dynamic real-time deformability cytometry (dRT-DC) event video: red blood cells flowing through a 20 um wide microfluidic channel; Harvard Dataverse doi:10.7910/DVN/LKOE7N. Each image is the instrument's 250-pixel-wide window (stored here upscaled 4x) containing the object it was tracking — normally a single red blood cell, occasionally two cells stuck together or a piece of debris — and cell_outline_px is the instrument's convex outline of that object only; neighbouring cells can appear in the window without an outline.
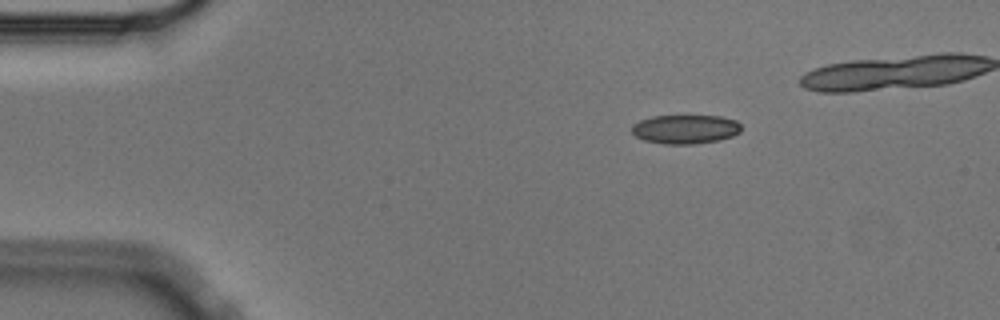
{"species": "Egyptian fruit bat (a non-hibernating species)", "species_latin": "Rousettus aegyptiacus", "temperature_condition": "cold", "stored_images_in_passage": 39, "camera_frame_rate_fps": 3000, "um_per_image_px": 0.085, "animal": {"sex": "male"}, "frame": {"image": 1, "passage_image": 2, "time_ms": 0.333, "image_size_px": [1000, 320], "cell_outline_px": [[740, 132], [732, 136], [720, 140], [692, 144], [664, 144], [644, 140], [636, 136], [632, 132], [632, 124], [640, 120], [652, 116], [720, 116], [736, 120], [740, 124]], "centroid_in_image_um": [58.25, 10.98], "position_along_channel_um": 26.8, "area_um2": 18.5}}
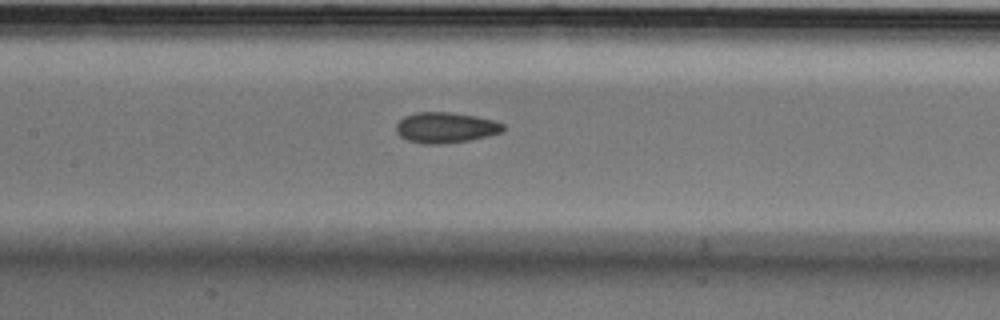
{"frame": {"image": 2, "passage_image": 19, "time_ms": 6.0, "image_size_px": [1000, 320], "cell_outline_px": [[504, 128], [500, 132], [488, 136], [468, 140], [440, 144], [424, 144], [408, 140], [400, 136], [396, 132], [396, 124], [404, 116], [416, 112], [448, 112], [476, 116], [492, 120], [504, 124]], "centroid_in_image_um": [37.84, 10.84], "position_along_channel_um": 169.6, "area_um2": 18.96}}
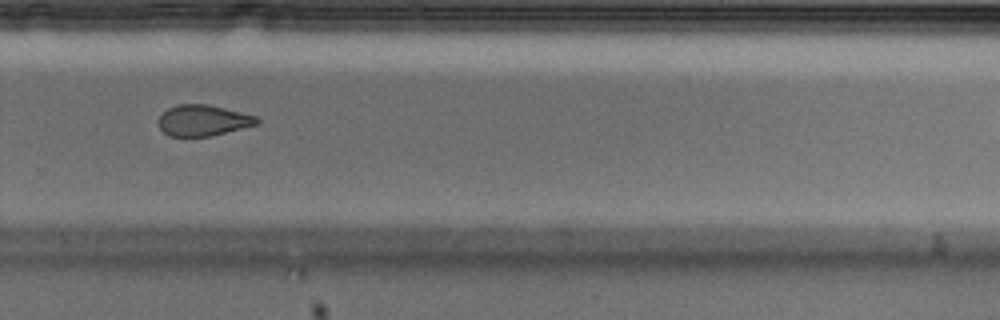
{"frame": {"image": 3, "passage_image": 31, "time_ms": 10.0, "image_size_px": [1000, 320], "cell_outline_px": [[260, 124], [208, 136], [168, 136], [160, 128], [160, 116], [168, 108], [176, 104], [208, 104], [256, 116], [260, 120]], "centroid_in_image_um": [17.28, 10.23], "position_along_channel_um": 312.5, "area_um2": 17.57}}